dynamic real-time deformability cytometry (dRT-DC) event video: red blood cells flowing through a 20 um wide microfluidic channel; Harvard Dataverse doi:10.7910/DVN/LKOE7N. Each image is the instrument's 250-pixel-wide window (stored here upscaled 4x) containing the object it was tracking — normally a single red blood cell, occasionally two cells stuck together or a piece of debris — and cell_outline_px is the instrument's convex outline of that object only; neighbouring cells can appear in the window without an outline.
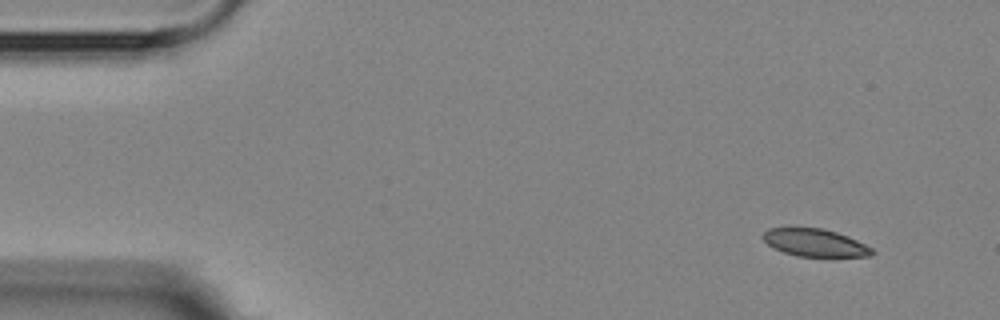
{"species": "Egyptian fruit bat (a non-hibernating species)", "species_latin": "Rousettus aegyptiacus", "temperature_condition": "room temperature", "stored_images_in_passage": 4, "camera_frame_rate_fps": 3000, "um_per_image_px": 0.085, "animal": {"sex": "female"}, "frame": {"image": 1, "passage_image": 1, "time_ms": 0.0, "image_size_px": [1000, 320], "cell_outline_px": [[876, 252], [872, 256], [796, 256], [784, 252], [768, 244], [760, 236], [768, 228], [824, 228], [848, 236], [872, 248]], "centroid_in_image_um": [69.28, 20.62], "position_along_channel_um": 15.7, "area_um2": 17.4}}
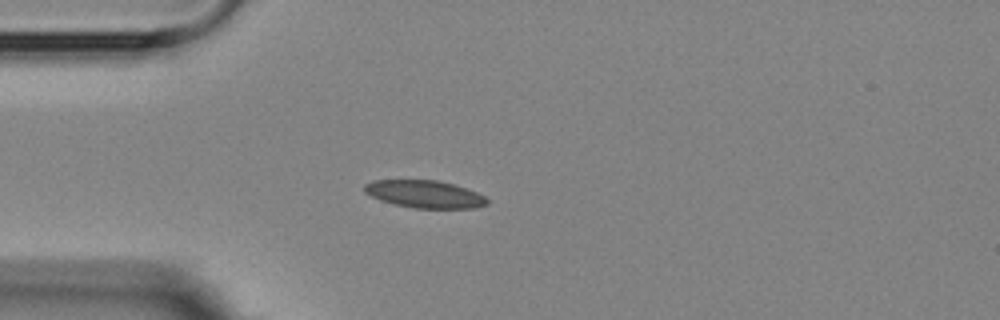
{"frame": {"image": 2, "passage_image": 4, "time_ms": 3.333, "image_size_px": [1000, 320], "cell_outline_px": [[488, 204], [476, 208], [416, 208], [396, 204], [380, 200], [364, 192], [364, 184], [372, 180], [436, 180], [452, 184], [476, 192], [484, 196], [488, 200]], "centroid_in_image_um": [36.08, 16.5], "position_along_channel_um": 48.9, "area_um2": 19.48}}